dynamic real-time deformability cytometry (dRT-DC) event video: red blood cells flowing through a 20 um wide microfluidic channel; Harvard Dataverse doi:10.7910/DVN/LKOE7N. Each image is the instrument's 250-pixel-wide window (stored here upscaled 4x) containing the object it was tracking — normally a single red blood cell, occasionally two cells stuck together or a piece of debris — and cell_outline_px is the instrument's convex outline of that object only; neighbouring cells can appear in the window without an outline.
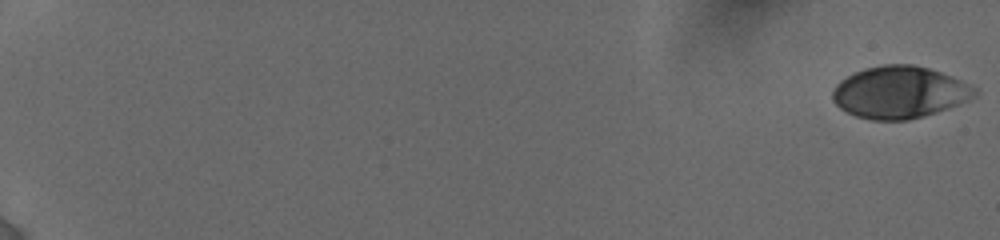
{"species": "human", "species_latin": "Homo sapiens", "temperature_condition": "cold", "stored_images_in_passage": 40, "camera_frame_rate_fps": 3000, "um_per_image_px": 0.085, "donor": {"sex": "female"}, "frame": {"image": 1, "passage_image": 1, "time_ms": 0.0, "image_size_px": [1000, 240], "cell_outline_px": [[980, 92], [976, 96], [968, 100], [948, 108], [924, 116], [908, 120], [872, 120], [856, 116], [840, 108], [832, 100], [832, 88], [840, 80], [864, 68], [884, 64], [912, 64], [928, 68], [952, 76], [976, 88]], "centroid_in_image_um": [76.46, 7.84], "position_along_channel_um": 8.5, "area_um2": 43.18}}
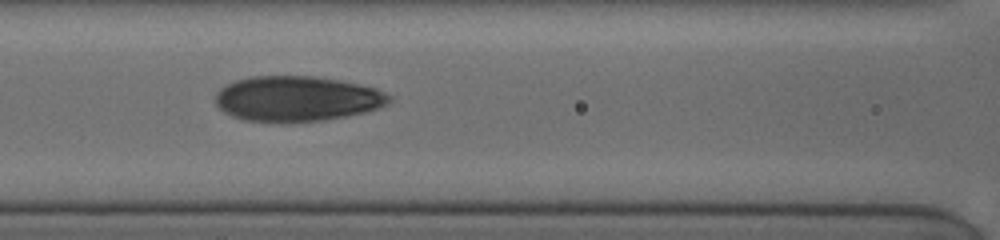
{"frame": {"image": 2, "passage_image": 24, "time_ms": 9.333, "image_size_px": [1000, 240], "cell_outline_px": [[392, 100], [388, 104], [380, 108], [348, 116], [324, 120], [288, 124], [280, 124], [240, 120], [224, 112], [216, 104], [216, 92], [224, 84], [236, 80], [252, 76], [312, 76], [336, 80], [376, 88], [392, 96]], "centroid_in_image_um": [25.21, 8.42], "position_along_channel_um": 141.4, "area_um2": 46.64}}
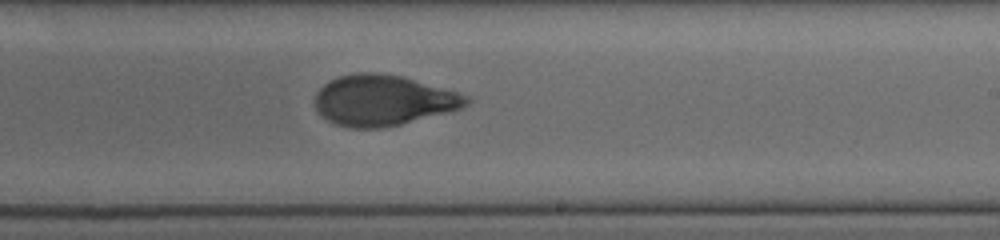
{"frame": {"image": 3, "passage_image": 40, "time_ms": 12.333, "image_size_px": [1000, 240], "cell_outline_px": [[472, 100], [468, 104], [460, 108], [400, 124], [380, 128], [348, 128], [336, 124], [328, 120], [316, 108], [312, 100], [316, 92], [324, 84], [336, 76], [356, 72], [376, 72], [404, 76], [456, 92], [468, 96]], "centroid_in_image_um": [32.51, 8.51], "position_along_channel_um": 256.5, "area_um2": 44.62}}